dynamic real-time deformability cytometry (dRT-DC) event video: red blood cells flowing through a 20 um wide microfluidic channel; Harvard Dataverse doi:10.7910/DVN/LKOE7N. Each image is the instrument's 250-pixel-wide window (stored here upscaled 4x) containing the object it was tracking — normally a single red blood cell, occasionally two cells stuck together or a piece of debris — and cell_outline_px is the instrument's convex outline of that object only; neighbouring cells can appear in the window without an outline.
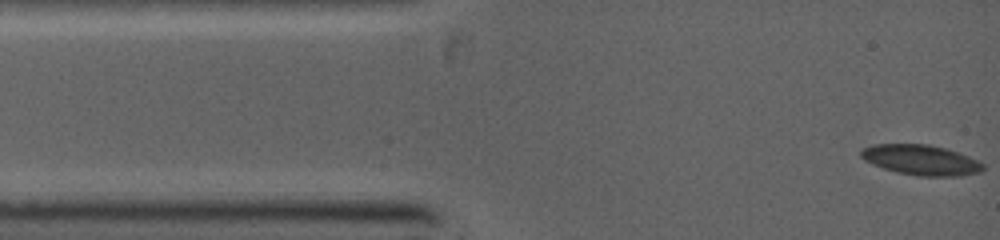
{"species": "common noctule bat (a hibernating species)", "species_latin": "Nyctalus noctula", "temperature_condition": "warm", "stored_images_in_passage": 7, "camera_frame_rate_fps": 5000, "um_per_image_px": 0.085, "animal": {"sex": "female", "body_mass_g": 19.0, "forearm_length_mm": 53.3}, "frame": {"image": 1, "passage_image": 1, "time_ms": 0.0, "image_size_px": [1000, 240], "cell_outline_px": [[984, 168], [980, 172], [960, 176], [916, 176], [896, 172], [872, 164], [864, 160], [860, 156], [860, 152], [864, 148], [872, 144], [928, 144], [944, 148], [968, 156], [984, 164]], "centroid_in_image_um": [78.26, 13.6], "position_along_channel_um": 6.7, "area_um2": 21.44}}
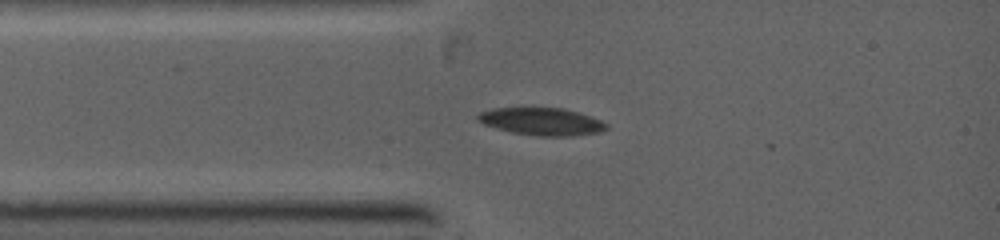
{"frame": {"image": 2, "passage_image": 6, "time_ms": 2.0, "image_size_px": [1000, 240], "cell_outline_px": [[608, 128], [600, 132], [572, 136], [536, 136], [512, 132], [496, 128], [484, 124], [476, 120], [476, 116], [480, 112], [492, 108], [564, 108], [600, 120], [608, 124]], "centroid_in_image_um": [46.02, 10.33], "position_along_channel_um": 39.0, "area_um2": 20.52}}